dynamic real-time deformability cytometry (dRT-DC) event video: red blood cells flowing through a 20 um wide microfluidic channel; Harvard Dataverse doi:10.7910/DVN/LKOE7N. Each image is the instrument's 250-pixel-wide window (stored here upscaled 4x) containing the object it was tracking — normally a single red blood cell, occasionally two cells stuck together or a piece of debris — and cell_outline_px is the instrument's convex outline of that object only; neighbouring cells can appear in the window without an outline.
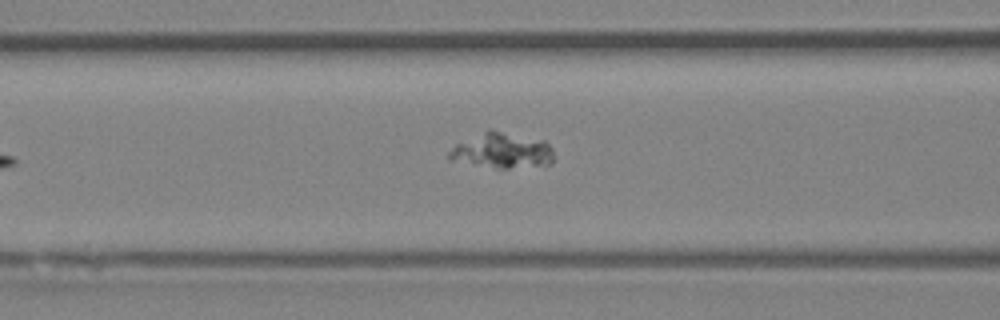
{"species": "Egyptian fruit bat (a non-hibernating species)", "species_latin": "Rousettus aegyptiacus", "temperature_condition": "room temperature", "stored_images_in_passage": 6, "camera_frame_rate_fps": 3000, "um_per_image_px": 0.085, "animal": {"sex": "female"}, "frame": {"image": 1, "passage_image": 6, "time_ms": 6.0, "image_size_px": [1000, 320], "cell_outline_px": [[552, 160], [544, 168], [496, 168], [448, 160], [448, 152], [456, 144], [488, 128], [492, 128], [544, 140], [552, 148]], "centroid_in_image_um": [42.7, 12.8], "position_along_channel_um": 123.9, "area_um2": 22.25}}